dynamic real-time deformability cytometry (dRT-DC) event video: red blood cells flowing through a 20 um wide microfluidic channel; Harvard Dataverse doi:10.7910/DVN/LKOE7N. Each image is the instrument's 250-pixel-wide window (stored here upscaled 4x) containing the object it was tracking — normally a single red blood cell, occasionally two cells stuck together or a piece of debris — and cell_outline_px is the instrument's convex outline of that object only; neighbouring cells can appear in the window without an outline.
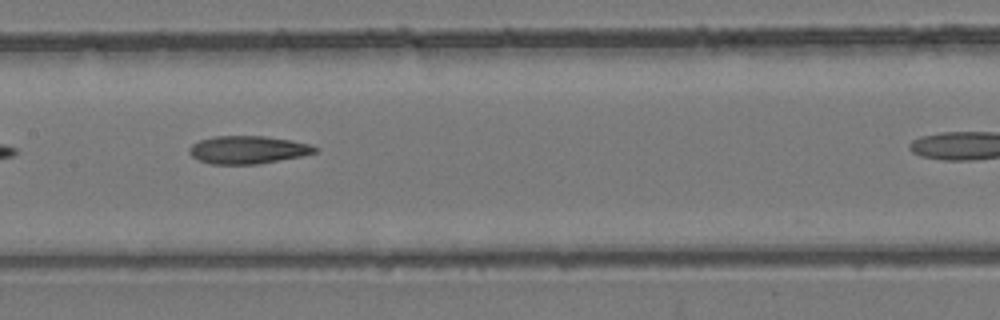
{"species": "common noctule bat (a hibernating species)", "species_latin": "Nyctalus noctula", "temperature_condition": "room temperature", "stored_images_in_passage": 13, "camera_frame_rate_fps": 3000, "um_per_image_px": 0.085, "animal": {"sex": "female", "body_mass_g": 24.6, "forearm_length_mm": 56.2}, "frame": {"image": 1, "passage_image": 8, "time_ms": 2.333, "image_size_px": [1000, 320], "cell_outline_px": [[320, 148], [316, 152], [300, 156], [256, 164], [212, 164], [200, 160], [192, 156], [188, 152], [188, 148], [192, 144], [200, 140], [216, 136], [264, 136], [292, 140], [308, 144]], "centroid_in_image_um": [21.05, 12.72], "position_along_channel_um": 186.3, "area_um2": 20.23}}
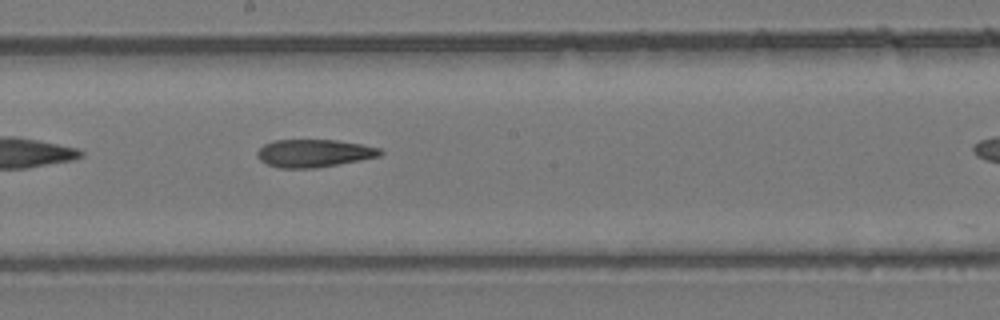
{"frame": {"image": 2, "passage_image": 10, "time_ms": 3.0, "image_size_px": [1000, 320], "cell_outline_px": [[384, 152], [380, 156], [360, 160], [316, 168], [280, 168], [268, 164], [260, 160], [256, 156], [256, 152], [264, 144], [272, 140], [336, 140], [360, 144], [380, 148]], "centroid_in_image_um": [26.67, 13.02], "position_along_channel_um": 221.5, "area_um2": 19.88}}